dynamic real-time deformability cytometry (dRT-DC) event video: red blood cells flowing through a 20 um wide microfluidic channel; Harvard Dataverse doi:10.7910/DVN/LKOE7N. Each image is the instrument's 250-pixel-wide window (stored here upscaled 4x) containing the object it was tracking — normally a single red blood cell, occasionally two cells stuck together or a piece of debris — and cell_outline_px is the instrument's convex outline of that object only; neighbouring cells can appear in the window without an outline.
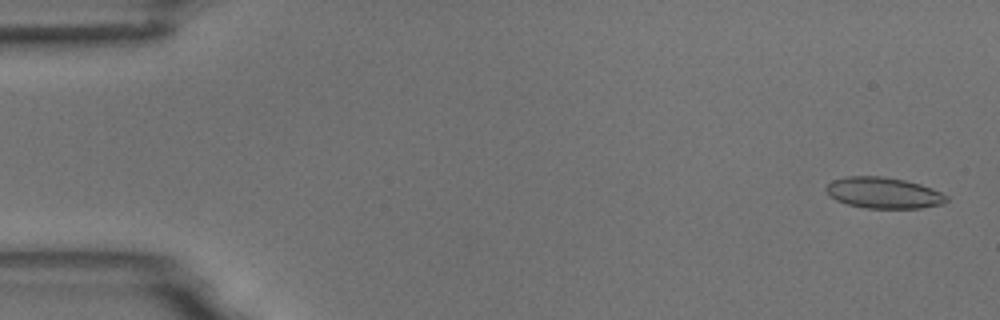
{"species": "common noctule bat (a hibernating species)", "species_latin": "Nyctalus noctula", "temperature_condition": "room temperature", "stored_images_in_passage": 55, "camera_frame_rate_fps": 3000, "um_per_image_px": 0.085, "animal": {"sex": "male", "body_mass_g": 18.8}, "frame": {"image": 1, "passage_image": 2, "time_ms": 0.333, "image_size_px": [1000, 320], "cell_outline_px": [[948, 200], [944, 204], [920, 208], [864, 208], [848, 204], [836, 200], [824, 188], [832, 180], [848, 176], [880, 176], [904, 180], [920, 184], [932, 188], [948, 196]], "centroid_in_image_um": [75.12, 16.39], "position_along_channel_um": 9.9, "area_um2": 21.73}}
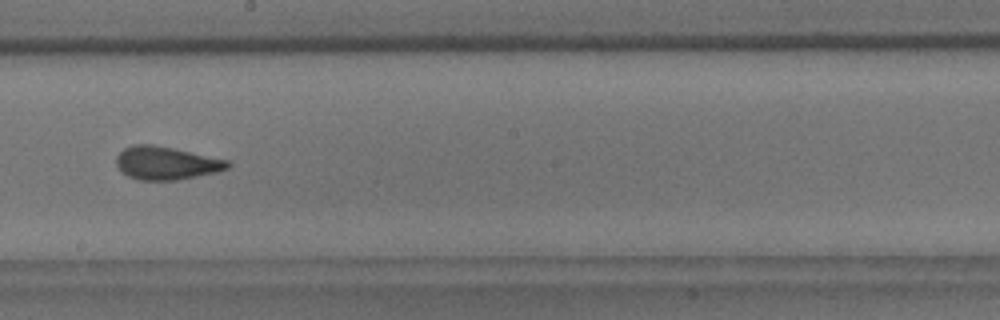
{"frame": {"image": 2, "passage_image": 31, "time_ms": 10.0, "image_size_px": [1000, 320], "cell_outline_px": [[232, 164], [228, 168], [216, 172], [176, 180], [140, 180], [128, 176], [116, 164], [116, 156], [124, 148], [132, 144], [152, 144], [172, 148], [228, 160]], "centroid_in_image_um": [14.12, 13.85], "position_along_channel_um": 234.1, "area_um2": 21.27}}
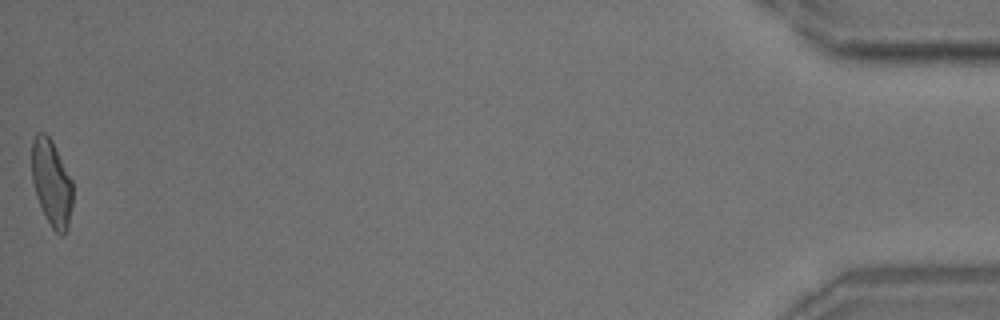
{"frame": {"image": 3, "passage_image": 55, "time_ms": 18.0, "image_size_px": [1000, 320], "cell_outline_px": [[72, 204], [68, 228], [64, 236], [60, 236], [52, 228], [36, 196], [32, 184], [32, 140], [36, 132], [44, 132], [52, 140], [72, 180]], "centroid_in_image_um": [4.38, 15.54], "position_along_channel_um": 430.8, "area_um2": 20.63}, "authors_computed_cell_mechanics": {"area_um2": 21.3282, "velocity_mm_per_s": 3.6761, "shape_relaxation_time_tau1_ms": null, "shape_relaxation_time_tau2_ms": 1.8004, "deformation_change_tau1": null, "deformation_change_tau2": 0.0979}}